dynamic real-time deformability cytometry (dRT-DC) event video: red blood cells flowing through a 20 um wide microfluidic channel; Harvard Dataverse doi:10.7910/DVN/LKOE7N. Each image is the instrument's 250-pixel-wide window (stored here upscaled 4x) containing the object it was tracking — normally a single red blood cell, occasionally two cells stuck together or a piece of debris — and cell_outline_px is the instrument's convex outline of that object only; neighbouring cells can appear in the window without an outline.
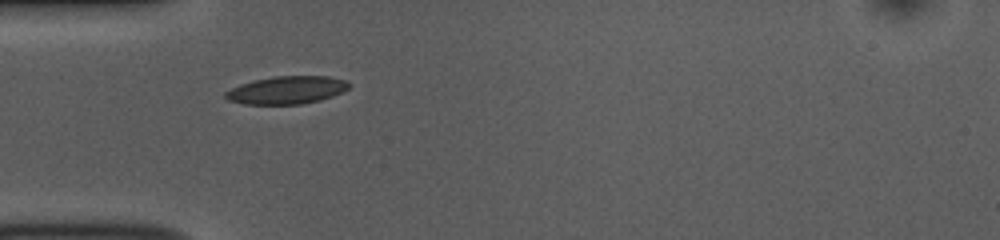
{"species": "common noctule bat (a hibernating species)", "species_latin": "Nyctalus noctula", "temperature_condition": "room temperature", "stored_images_in_passage": 38, "camera_frame_rate_fps": 3000, "um_per_image_px": 0.085, "animal": {"sex": "female", "body_mass_g": 10.0, "forearm_length_mm": 53.1}, "frame": {"image": 1, "passage_image": 1, "time_ms": 0.0, "image_size_px": [1000, 240], "cell_outline_px": [[352, 84], [344, 92], [320, 100], [300, 104], [244, 104], [228, 100], [224, 96], [224, 92], [240, 84], [252, 80], [272, 76], [328, 76], [344, 80]], "centroid_in_image_um": [24.37, 7.65], "position_along_channel_um": 60.6, "area_um2": 20.11}}
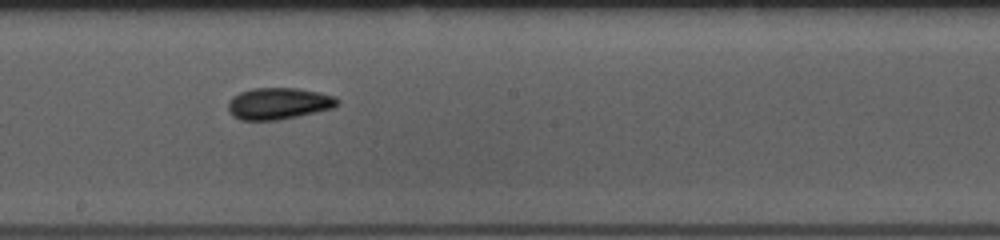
{"frame": {"image": 2, "passage_image": 14, "time_ms": 4.333, "image_size_px": [1000, 240], "cell_outline_px": [[340, 104], [332, 108], [316, 112], [280, 120], [240, 120], [232, 116], [228, 112], [228, 104], [232, 96], [240, 92], [252, 88], [296, 88], [336, 96], [340, 100]], "centroid_in_image_um": [23.67, 8.8], "position_along_channel_um": 224.5, "area_um2": 20.29}}
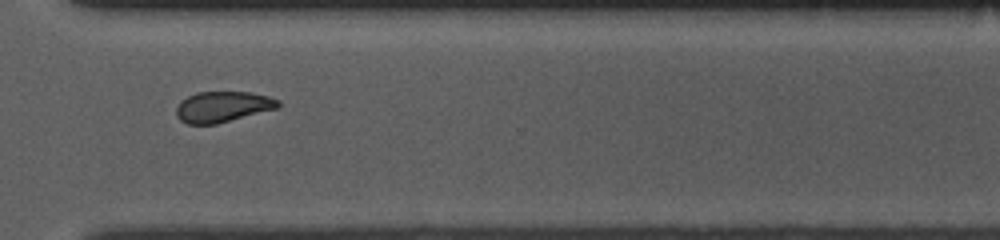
{"frame": {"image": 3, "passage_image": 24, "time_ms": 7.667, "image_size_px": [1000, 240], "cell_outline_px": [[280, 108], [216, 124], [188, 124], [180, 120], [176, 116], [176, 108], [180, 100], [196, 92], [252, 92], [268, 96], [280, 100]], "centroid_in_image_um": [18.95, 9.07], "position_along_channel_um": 351.7, "area_um2": 18.5}, "authors_computed_cell_mechanics": {"area_um2": 19.0451, "velocity_mm_per_s": 3.8178, "shape_relaxation_time_tau1_ms": 2.9949, "shape_relaxation_time_tau2_ms": 1.5546, "deformation_change_tau1": 0.1163, "deformation_change_tau2": 0.0689}}